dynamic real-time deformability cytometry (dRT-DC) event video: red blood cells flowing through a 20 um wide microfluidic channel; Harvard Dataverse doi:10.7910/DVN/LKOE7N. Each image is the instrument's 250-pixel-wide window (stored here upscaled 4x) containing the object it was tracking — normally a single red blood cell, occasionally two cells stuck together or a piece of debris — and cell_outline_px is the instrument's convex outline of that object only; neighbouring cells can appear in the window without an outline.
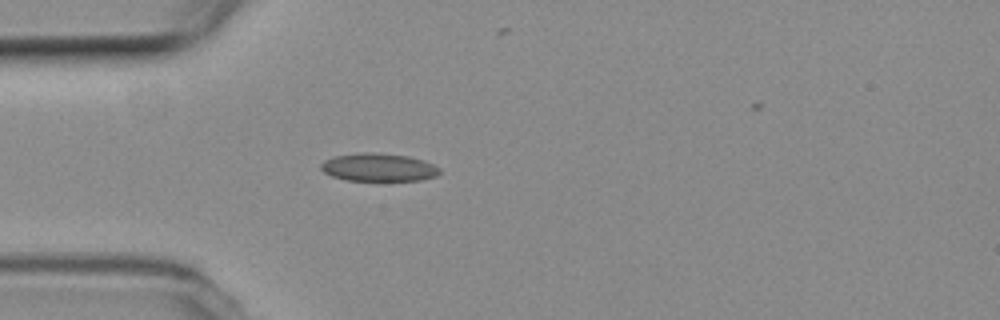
{"species": "common noctule bat (a hibernating species)", "species_latin": "Nyctalus noctula", "temperature_condition": "room temperature", "stored_images_in_passage": 48, "camera_frame_rate_fps": 3000, "um_per_image_px": 0.085, "animal": {"sex": "female", "body_mass_g": 19.3, "forearm_length_mm": 54.1}, "frame": {"image": 1, "passage_image": 14, "time_ms": 4.333, "image_size_px": [1000, 320], "cell_outline_px": [[440, 172], [436, 176], [420, 180], [376, 184], [348, 180], [332, 176], [324, 172], [320, 168], [320, 164], [324, 160], [336, 156], [364, 152], [372, 152], [408, 156], [424, 160], [440, 168]], "centroid_in_image_um": [32.19, 14.28], "position_along_channel_um": 52.8, "area_um2": 20.23}}
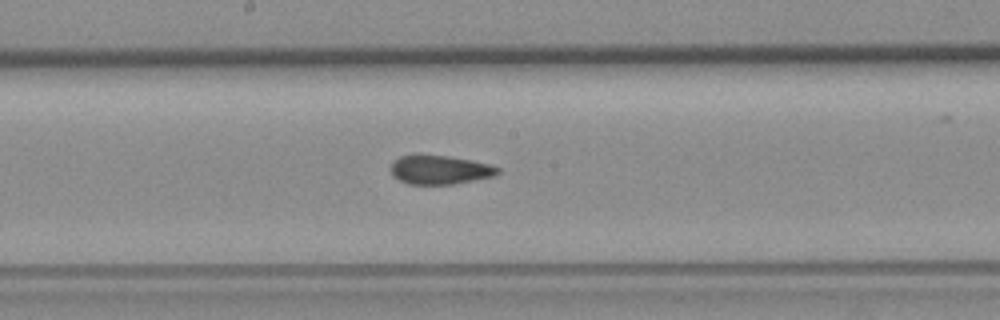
{"frame": {"image": 2, "passage_image": 27, "time_ms": 8.667, "image_size_px": [1000, 320], "cell_outline_px": [[500, 172], [496, 176], [452, 184], [408, 184], [392, 176], [392, 160], [400, 156], [416, 152], [448, 156], [488, 164], [500, 168]], "centroid_in_image_um": [37.34, 14.4], "position_along_channel_um": 210.9, "area_um2": 18.38}}
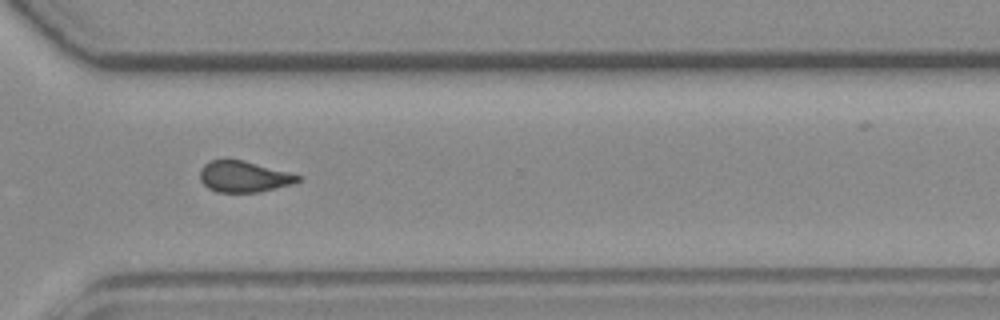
{"frame": {"image": 3, "passage_image": 38, "time_ms": 12.333, "image_size_px": [1000, 320], "cell_outline_px": [[304, 176], [300, 180], [292, 184], [260, 192], [216, 192], [208, 188], [200, 180], [200, 168], [204, 164], [212, 160], [244, 160]], "centroid_in_image_um": [20.74, 15.02], "position_along_channel_um": 349.9, "area_um2": 17.8}}